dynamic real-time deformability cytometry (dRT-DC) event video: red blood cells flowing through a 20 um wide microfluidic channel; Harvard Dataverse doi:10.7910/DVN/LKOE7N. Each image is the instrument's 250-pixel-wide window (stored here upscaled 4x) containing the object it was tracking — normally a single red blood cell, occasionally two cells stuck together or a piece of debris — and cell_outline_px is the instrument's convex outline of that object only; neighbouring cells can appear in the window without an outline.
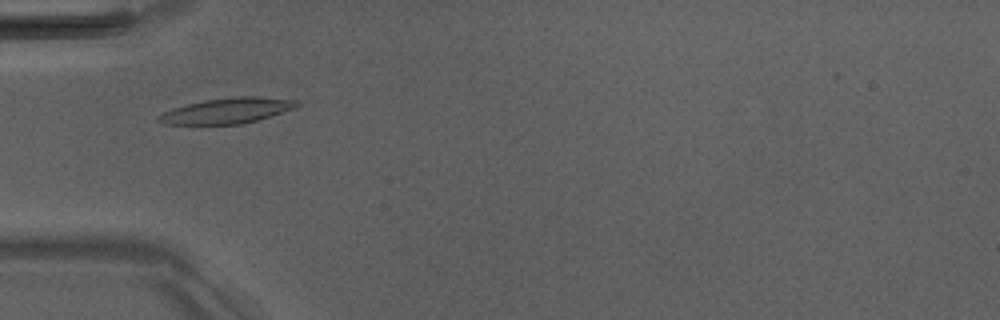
{"species": "Egyptian fruit bat (a non-hibernating species)", "species_latin": "Rousettus aegyptiacus", "temperature_condition": "room temperature", "stored_images_in_passage": 2, "camera_frame_rate_fps": 3000, "um_per_image_px": 0.085, "animal": {"sex": "male"}, "frame": {"image": 1, "passage_image": 2, "time_ms": 1.333, "image_size_px": [1000, 320], "cell_outline_px": [[300, 104], [296, 108], [256, 120], [240, 124], [164, 124], [156, 120], [156, 116], [164, 112], [188, 104], [204, 100], [232, 96], [256, 96], [296, 100]], "centroid_in_image_um": [19.31, 9.4], "position_along_channel_um": 65.7, "area_um2": 20.4}}